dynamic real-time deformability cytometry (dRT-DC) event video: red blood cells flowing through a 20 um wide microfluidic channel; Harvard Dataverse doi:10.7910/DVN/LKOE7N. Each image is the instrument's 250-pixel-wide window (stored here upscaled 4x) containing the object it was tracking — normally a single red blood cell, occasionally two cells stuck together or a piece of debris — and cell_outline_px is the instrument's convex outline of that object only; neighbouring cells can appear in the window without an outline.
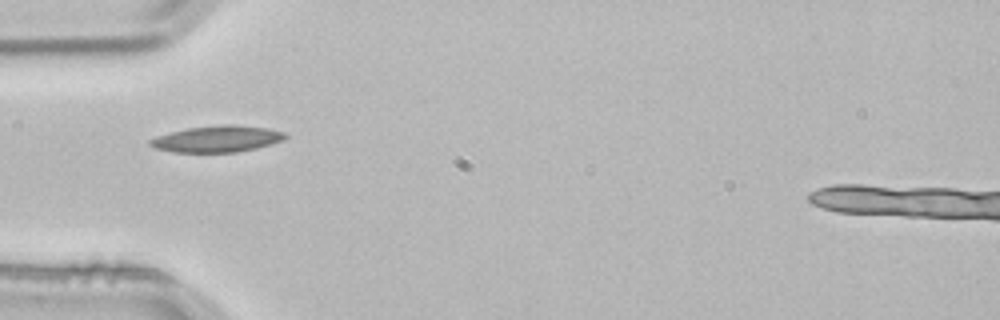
{"species": "common noctule bat (a hibernating species)", "species_latin": "Nyctalus noctula", "temperature_condition": "room temperature", "stored_images_in_passage": 1, "camera_frame_rate_fps": 3000, "um_per_image_px": 0.085, "animal": {"sex": "male", "body_mass_g": 21.5, "forearm_length_mm": 52.0}, "frame": {"image": 1, "passage_image": 1, "time_ms": 0.0, "image_size_px": [1000, 320], "cell_outline_px": [[288, 136], [284, 140], [256, 148], [236, 152], [172, 152], [152, 148], [148, 144], [148, 140], [156, 136], [188, 128], [224, 124], [232, 124], [268, 128], [284, 132]], "centroid_in_image_um": [18.44, 11.81], "position_along_channel_um": 66.6, "area_um2": 20.87}}